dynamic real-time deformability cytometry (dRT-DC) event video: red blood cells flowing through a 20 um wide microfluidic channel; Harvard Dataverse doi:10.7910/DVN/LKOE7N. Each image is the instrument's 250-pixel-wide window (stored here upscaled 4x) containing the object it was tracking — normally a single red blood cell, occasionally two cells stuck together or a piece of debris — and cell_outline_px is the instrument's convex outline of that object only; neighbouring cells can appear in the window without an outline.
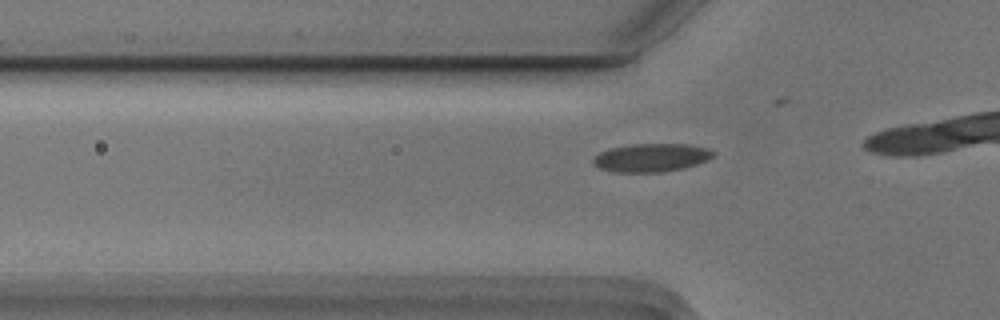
{"species": "Egyptian fruit bat (a non-hibernating species)", "species_latin": "Rousettus aegyptiacus", "temperature_condition": "cold", "stored_images_in_passage": 9, "camera_frame_rate_fps": 3000, "um_per_image_px": 0.085, "animal": {"sex": "male"}, "frame": {"image": 1, "passage_image": 4, "time_ms": 1.0, "image_size_px": [1000, 320], "cell_outline_px": [[716, 152], [708, 160], [684, 168], [664, 172], [612, 172], [600, 168], [592, 164], [592, 156], [600, 152], [612, 148], [632, 144], [688, 144], [708, 148]], "centroid_in_image_um": [55.34, 13.4], "position_along_channel_um": 70.5, "area_um2": 19.94}}
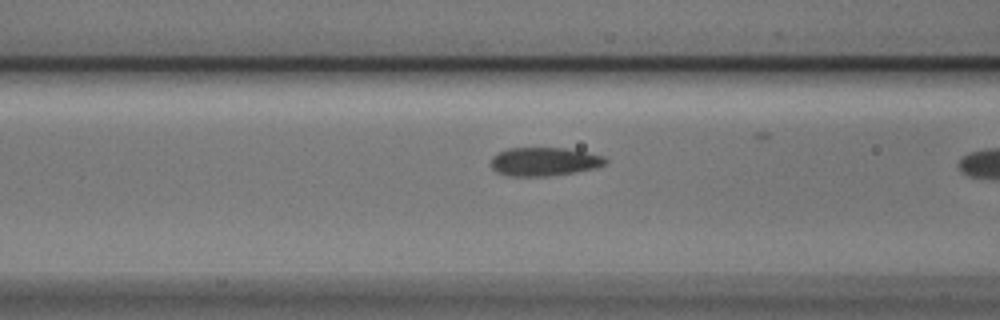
{"frame": {"image": 2, "passage_image": 8, "time_ms": 2.333, "image_size_px": [1000, 320], "cell_outline_px": [[608, 160], [604, 164], [596, 168], [572, 172], [544, 176], [512, 176], [496, 172], [492, 168], [492, 156], [508, 148], [568, 148], [604, 156]], "centroid_in_image_um": [46.26, 13.73], "position_along_channel_um": 120.3, "area_um2": 18.84}}